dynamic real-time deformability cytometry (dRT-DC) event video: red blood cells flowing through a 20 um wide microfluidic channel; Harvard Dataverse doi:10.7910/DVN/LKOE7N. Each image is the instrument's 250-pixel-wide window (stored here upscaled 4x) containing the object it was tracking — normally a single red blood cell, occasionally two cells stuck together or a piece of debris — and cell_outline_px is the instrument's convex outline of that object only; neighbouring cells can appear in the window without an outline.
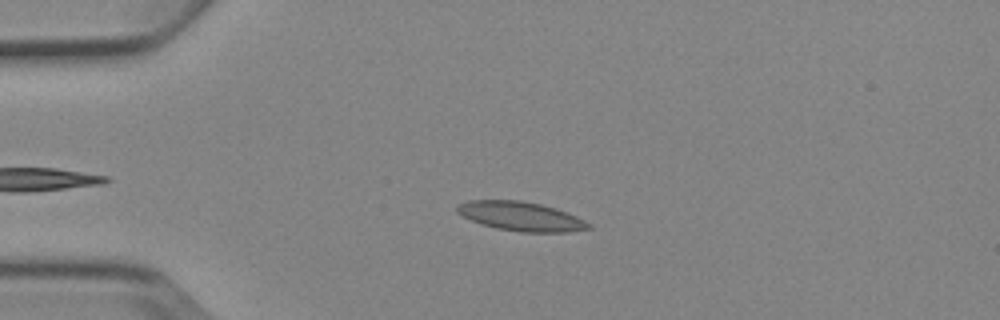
{"species": "Egyptian fruit bat (a non-hibernating species)", "species_latin": "Rousettus aegyptiacus", "temperature_condition": "cold", "stored_images_in_passage": 5, "camera_frame_rate_fps": 3000, "um_per_image_px": 0.085, "animal": {"sex": "female"}, "frame": {"image": 1, "passage_image": 4, "time_ms": 3.667, "image_size_px": [1000, 320], "cell_outline_px": [[592, 228], [568, 232], [520, 232], [496, 228], [480, 224], [456, 212], [456, 208], [460, 204], [468, 200], [520, 200], [540, 204], [556, 208], [568, 212], [592, 224]], "centroid_in_image_um": [44.31, 18.39], "position_along_channel_um": 40.7, "area_um2": 22.37}}